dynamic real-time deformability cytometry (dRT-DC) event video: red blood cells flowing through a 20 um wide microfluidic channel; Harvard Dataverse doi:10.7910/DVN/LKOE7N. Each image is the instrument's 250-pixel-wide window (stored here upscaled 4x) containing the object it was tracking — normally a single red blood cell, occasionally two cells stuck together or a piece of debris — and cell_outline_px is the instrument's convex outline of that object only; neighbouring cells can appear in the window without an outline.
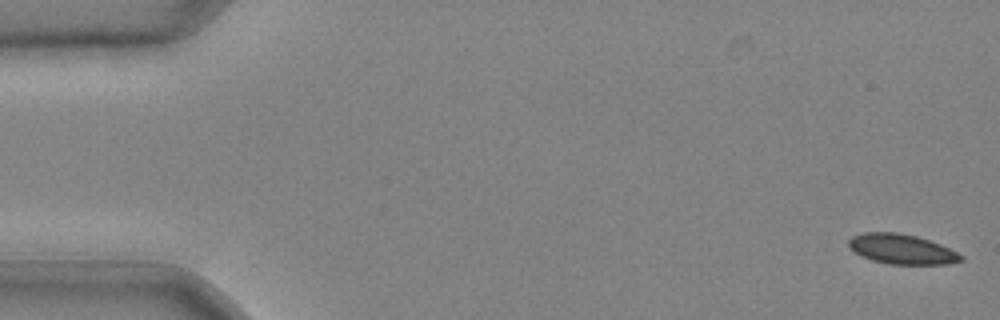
{"species": "common noctule bat (a hibernating species)", "species_latin": "Nyctalus noctula", "temperature_condition": "cold", "stored_images_in_passage": 42, "camera_frame_rate_fps": 3000, "um_per_image_px": 0.085, "animal": {"sex": "male", "body_mass_g": 20.4}, "frame": {"image": 1, "passage_image": 1, "time_ms": 0.0, "image_size_px": [1000, 320], "cell_outline_px": [[964, 260], [948, 264], [888, 264], [872, 260], [860, 256], [848, 248], [848, 240], [852, 236], [864, 232], [896, 232], [916, 236], [940, 244], [964, 256]], "centroid_in_image_um": [76.61, 21.18], "position_along_channel_um": 8.4, "area_um2": 19.65}}
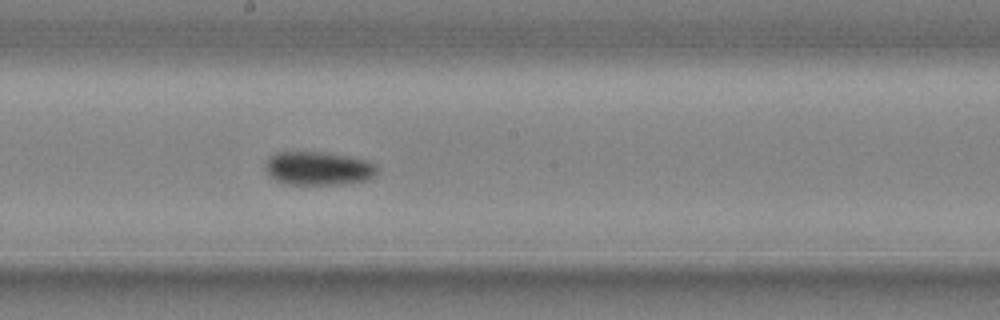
{"frame": {"image": 2, "passage_image": 24, "time_ms": 7.667, "image_size_px": [1000, 320], "cell_outline_px": [[376, 176], [372, 180], [344, 184], [288, 184], [276, 180], [268, 176], [264, 168], [264, 164], [268, 156], [276, 152], [328, 152], [368, 160], [376, 164]], "centroid_in_image_um": [27.06, 14.31], "position_along_channel_um": 221.1, "area_um2": 22.37}}
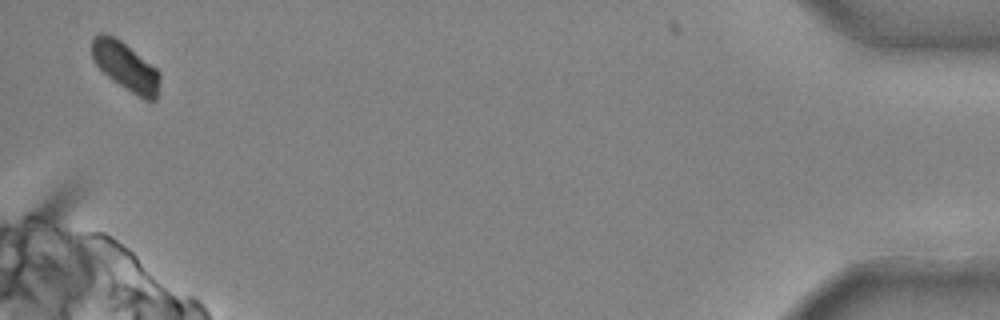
{"frame": {"image": 3, "passage_image": 42, "time_ms": 13.667, "image_size_px": [1000, 320], "cell_outline_px": [[160, 80], [156, 100], [144, 100], [124, 88], [112, 80], [92, 60], [92, 40], [100, 32], [104, 32], [120, 40], [156, 68], [160, 72]], "centroid_in_image_um": [10.68, 5.66], "position_along_channel_um": 424.5, "area_um2": 19.02}}